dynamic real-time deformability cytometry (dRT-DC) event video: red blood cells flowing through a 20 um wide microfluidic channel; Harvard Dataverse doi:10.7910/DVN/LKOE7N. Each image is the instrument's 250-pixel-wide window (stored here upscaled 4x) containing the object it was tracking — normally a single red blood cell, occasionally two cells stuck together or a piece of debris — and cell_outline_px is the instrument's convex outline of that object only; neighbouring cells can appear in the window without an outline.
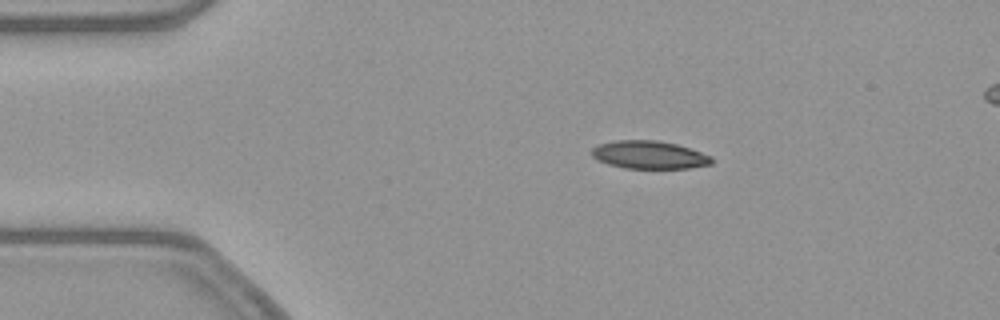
{"species": "common noctule bat (a hibernating species)", "species_latin": "Nyctalus noctula", "temperature_condition": "warm", "stored_images_in_passage": 46, "segment_of_instrument_passage": [1, 2], "camera_frame_rate_fps": 3000, "um_per_image_px": 0.085, "animal": {"sex": "female", "body_mass_g": 21.9}, "frame": {"image": 1, "passage_image": 2, "time_ms": 0.333, "image_size_px": [1000, 320], "cell_outline_px": [[712, 164], [688, 168], [624, 168], [608, 164], [596, 160], [592, 156], [592, 148], [596, 144], [612, 140], [656, 140], [676, 144], [712, 156]], "centroid_in_image_um": [55.13, 13.15], "position_along_channel_um": 29.9, "area_um2": 19.59}}
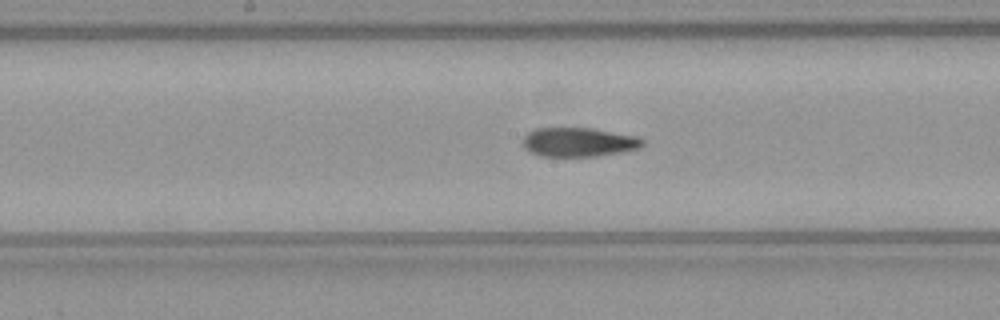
{"frame": {"image": 2, "passage_image": 19, "time_ms": 6.0, "image_size_px": [1000, 320], "cell_outline_px": [[644, 144], [640, 148], [620, 152], [596, 156], [540, 156], [524, 148], [524, 136], [528, 132], [536, 128], [592, 128], [640, 136], [644, 140]], "centroid_in_image_um": [49.23, 12.07], "position_along_channel_um": 199.0, "area_um2": 20.35}}
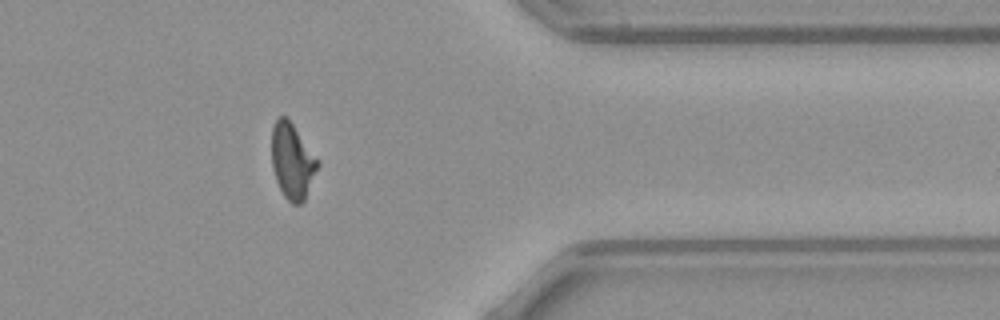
{"frame": {"image": 3, "passage_image": 35, "time_ms": 11.333, "image_size_px": [1000, 320], "cell_outline_px": [[320, 164], [304, 200], [300, 204], [292, 204], [284, 196], [276, 180], [272, 168], [272, 128], [276, 120], [280, 116], [288, 116], [320, 160]], "centroid_in_image_um": [24.86, 13.66], "position_along_channel_um": 386.5, "area_um2": 20.52}}